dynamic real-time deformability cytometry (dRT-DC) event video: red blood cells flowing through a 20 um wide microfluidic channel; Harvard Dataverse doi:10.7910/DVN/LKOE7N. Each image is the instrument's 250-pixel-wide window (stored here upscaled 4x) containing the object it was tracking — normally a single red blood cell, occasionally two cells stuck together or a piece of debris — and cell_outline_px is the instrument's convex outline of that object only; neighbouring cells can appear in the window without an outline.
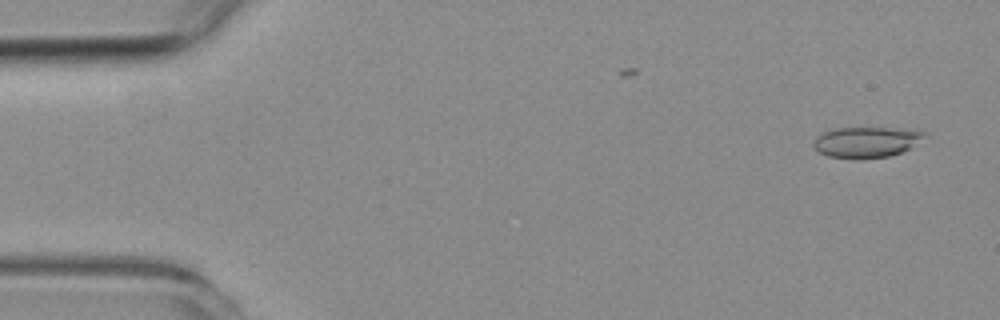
{"species": "common noctule bat (a hibernating species)", "species_latin": "Nyctalus noctula", "temperature_condition": "room temperature", "stored_images_in_passage": 16, "camera_frame_rate_fps": 3000, "um_per_image_px": 0.085, "animal": {"sex": "female", "body_mass_g": 19.3, "forearm_length_mm": 54.1}, "frame": {"image": 1, "passage_image": 2, "time_ms": 0.333, "image_size_px": [1000, 320], "cell_outline_px": [[928, 132], [924, 136], [908, 148], [900, 152], [888, 156], [860, 160], [856, 160], [828, 156], [820, 152], [812, 144], [816, 136], [832, 128], [916, 128]], "centroid_in_image_um": [73.63, 12.07], "position_along_channel_um": 11.4, "area_um2": 20.06}}
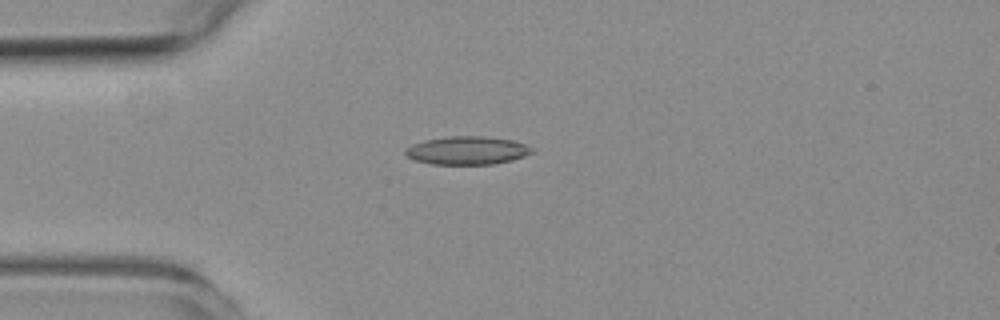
{"frame": {"image": 2, "passage_image": 13, "time_ms": 4.0, "image_size_px": [1000, 320], "cell_outline_px": [[536, 152], [512, 160], [492, 164], [432, 164], [416, 160], [408, 156], [404, 152], [404, 148], [412, 144], [424, 140], [452, 136], [484, 136], [512, 140], [524, 144], [532, 148]], "centroid_in_image_um": [39.71, 12.78], "position_along_channel_um": 45.3, "area_um2": 20.75}}